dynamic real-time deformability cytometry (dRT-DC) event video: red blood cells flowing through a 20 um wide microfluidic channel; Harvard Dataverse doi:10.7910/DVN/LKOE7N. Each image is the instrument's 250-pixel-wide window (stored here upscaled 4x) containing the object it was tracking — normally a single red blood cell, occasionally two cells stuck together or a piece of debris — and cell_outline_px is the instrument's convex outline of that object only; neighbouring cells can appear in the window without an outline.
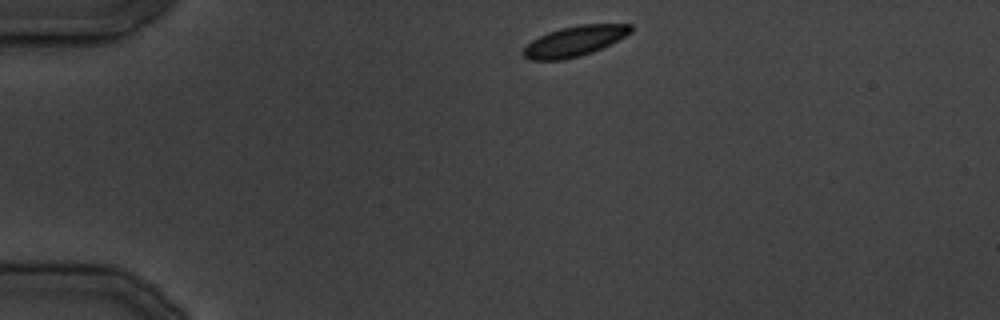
{"species": "common noctule bat (a hibernating species)", "species_latin": "Nyctalus noctula", "temperature_condition": "cold", "stored_images_in_passage": 18, "camera_frame_rate_fps": 3000, "um_per_image_px": 0.085, "animal": {"sex": "male", "body_mass_g": 19.5, "forearm_length_mm": 54.6}, "frame": {"image": 1, "passage_image": 1, "time_ms": 0.0, "image_size_px": [1000, 320], "cell_outline_px": [[632, 32], [592, 52], [580, 56], [564, 60], [528, 60], [520, 52], [532, 40], [548, 32], [560, 28], [580, 24], [632, 24]], "centroid_in_image_um": [48.79, 3.5], "position_along_channel_um": 36.2, "area_um2": 18.84}}
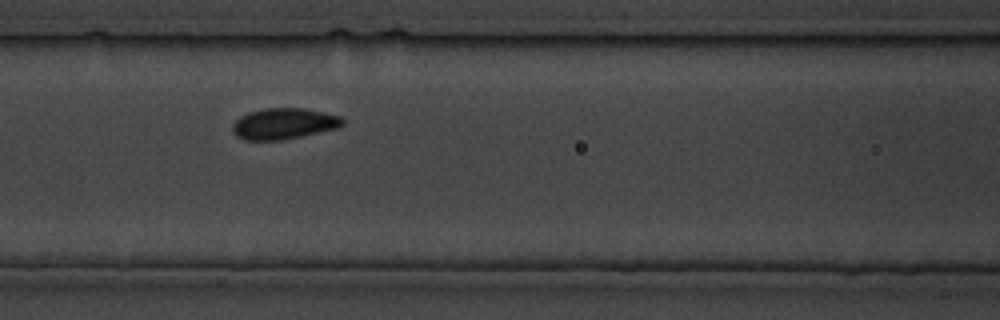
{"frame": {"image": 2, "passage_image": 9, "time_ms": 10.0, "image_size_px": [1000, 320], "cell_outline_px": [[344, 124], [336, 128], [284, 140], [244, 140], [236, 136], [232, 132], [232, 124], [240, 116], [248, 112], [268, 108], [304, 108], [340, 116], [344, 120]], "centroid_in_image_um": [24.09, 10.52], "position_along_channel_um": 142.5, "area_um2": 19.88}}
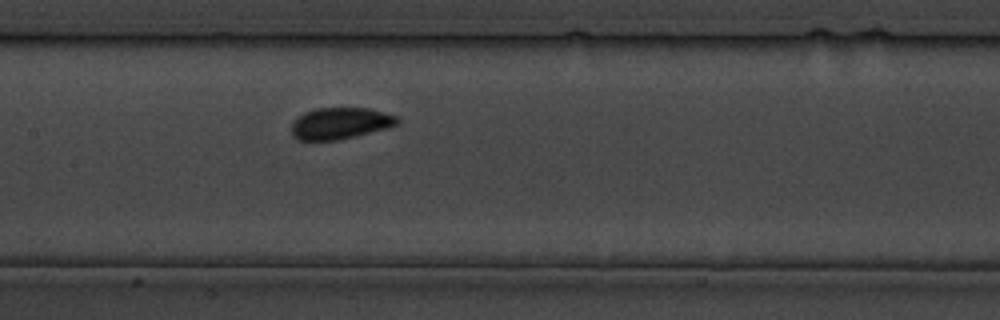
{"frame": {"image": 3, "passage_image": 11, "time_ms": 12.333, "image_size_px": [1000, 320], "cell_outline_px": [[400, 120], [396, 124], [388, 128], [340, 140], [296, 140], [292, 136], [292, 124], [304, 112], [316, 108], [368, 108], [384, 112], [396, 116]], "centroid_in_image_um": [28.92, 10.49], "position_along_channel_um": 178.5, "area_um2": 19.42}}